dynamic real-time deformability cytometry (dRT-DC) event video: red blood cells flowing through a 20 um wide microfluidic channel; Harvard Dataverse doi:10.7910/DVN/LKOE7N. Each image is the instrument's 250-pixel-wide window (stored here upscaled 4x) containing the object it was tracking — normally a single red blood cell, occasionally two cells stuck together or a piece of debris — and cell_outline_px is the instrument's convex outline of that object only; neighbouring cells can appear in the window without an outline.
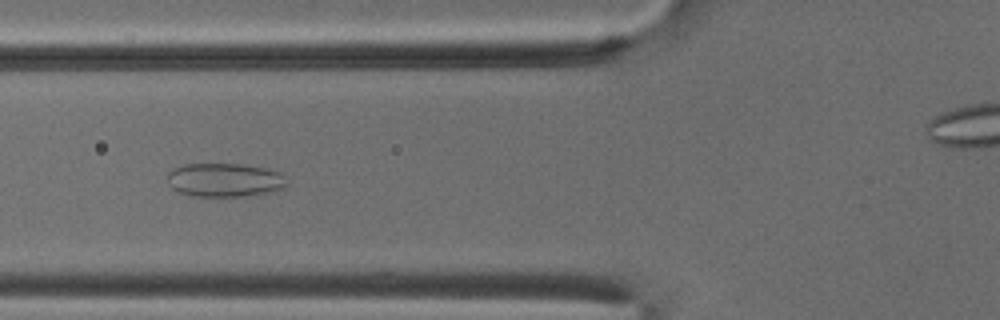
{"species": "common noctule bat (a hibernating species)", "species_latin": "Nyctalus noctula", "temperature_condition": "cold", "stored_images_in_passage": 47, "camera_frame_rate_fps": 3000, "um_per_image_px": 0.085, "animal": {"sex": "male", "body_mass_g": 18.8}, "frame": {"image": 1, "passage_image": 20, "time_ms": 6.333, "image_size_px": [1000, 320], "cell_outline_px": [[288, 184], [284, 188], [272, 192], [244, 196], [192, 196], [180, 192], [172, 188], [168, 180], [168, 172], [172, 168], [184, 164], [244, 164], [264, 168], [280, 172], [284, 176]], "centroid_in_image_um": [19.11, 15.29], "position_along_channel_um": 106.7, "area_um2": 23.58}}
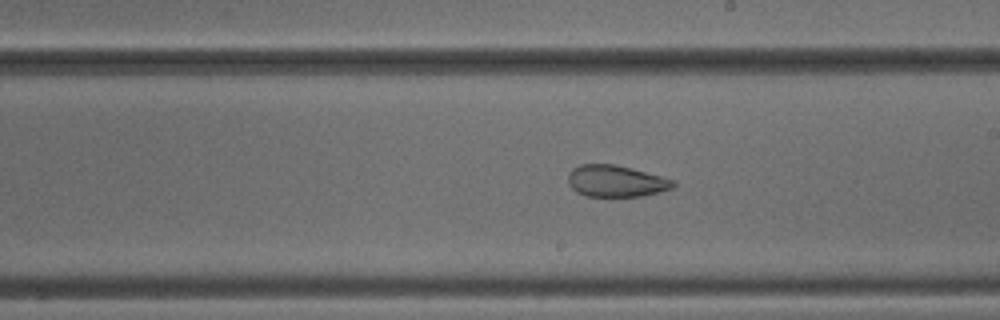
{"frame": {"image": 2, "passage_image": 30, "time_ms": 9.667, "image_size_px": [1000, 320], "cell_outline_px": [[676, 184], [672, 188], [644, 196], [584, 196], [576, 192], [568, 184], [568, 172], [572, 168], [580, 164], [616, 164], [632, 168], [676, 180]], "centroid_in_image_um": [52.34, 15.38], "position_along_channel_um": 236.7, "area_um2": 19.59}}
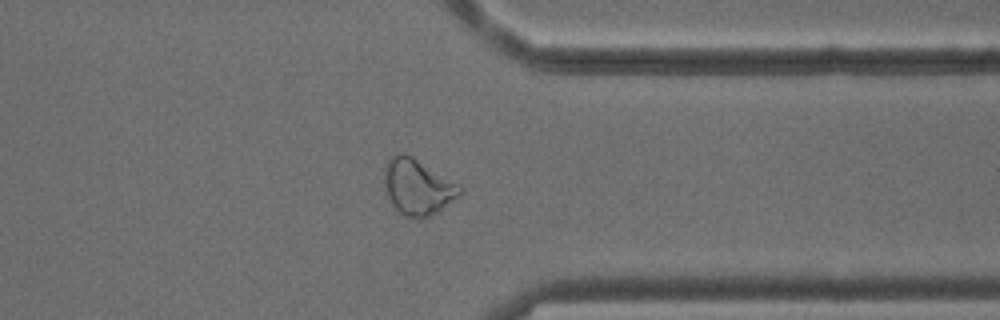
{"frame": {"image": 3, "passage_image": 41, "time_ms": 13.333, "image_size_px": [1000, 320], "cell_outline_px": [[464, 192], [460, 196], [432, 216], [420, 220], [404, 216], [392, 204], [384, 192], [384, 164], [392, 156], [400, 152], [404, 152], [412, 156], [460, 184], [464, 188]], "centroid_in_image_um": [35.51, 15.9], "position_along_channel_um": 375.9, "area_um2": 25.26}}